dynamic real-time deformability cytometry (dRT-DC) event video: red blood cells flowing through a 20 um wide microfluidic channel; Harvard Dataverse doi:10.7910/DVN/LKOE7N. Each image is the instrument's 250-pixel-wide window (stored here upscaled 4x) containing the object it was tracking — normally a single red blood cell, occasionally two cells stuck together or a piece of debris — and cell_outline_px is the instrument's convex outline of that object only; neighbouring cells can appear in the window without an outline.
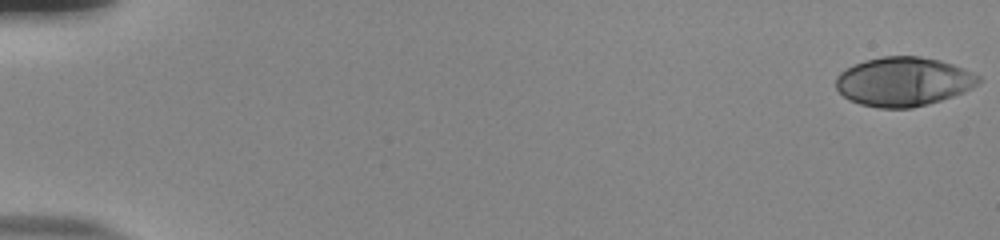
{"species": "human", "species_latin": "Homo sapiens", "temperature_condition": "room temperature", "stored_images_in_passage": 55, "camera_frame_rate_fps": 3000, "um_per_image_px": 0.085, "donor": {"sex": "male"}, "frame": {"image": 1, "passage_image": 1, "time_ms": 0.0, "image_size_px": [1000, 240], "cell_outline_px": [[984, 80], [972, 88], [964, 92], [928, 104], [912, 108], [880, 108], [860, 104], [848, 100], [836, 88], [836, 76], [840, 72], [864, 60], [884, 56], [920, 56], [940, 60], [952, 64], [972, 72], [980, 76]], "centroid_in_image_um": [76.81, 6.94], "position_along_channel_um": 8.2, "area_um2": 40.86}}
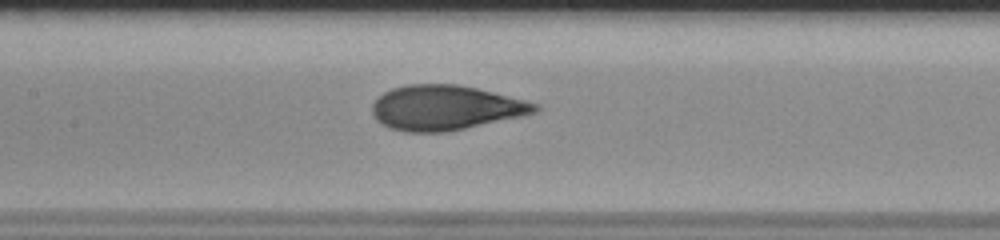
{"frame": {"image": 2, "passage_image": 28, "time_ms": 9.0, "image_size_px": [1000, 240], "cell_outline_px": [[540, 108], [536, 112], [520, 116], [448, 132], [404, 132], [388, 128], [376, 120], [372, 112], [372, 104], [384, 92], [392, 88], [408, 84], [456, 84], [476, 88], [540, 104]], "centroid_in_image_um": [37.83, 9.16], "position_along_channel_um": 169.6, "area_um2": 42.37}}
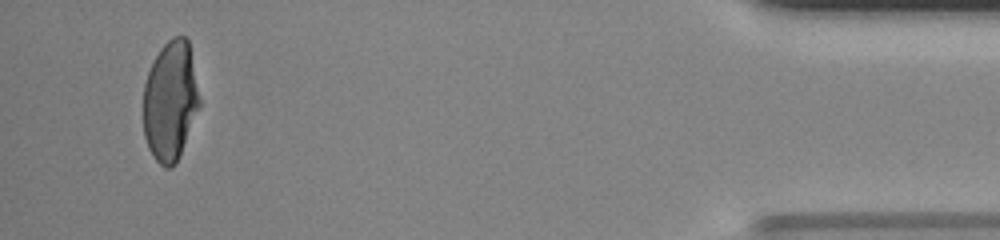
{"frame": {"image": 3, "passage_image": 53, "time_ms": 17.333, "image_size_px": [1000, 240], "cell_outline_px": [[200, 104], [176, 164], [172, 168], [164, 168], [152, 156], [148, 148], [144, 136], [144, 84], [148, 72], [160, 48], [172, 36], [184, 36], [188, 40], [200, 100]], "centroid_in_image_um": [14.46, 8.6], "position_along_channel_um": 420.7, "area_um2": 38.9}, "authors_computed_cell_mechanics": {"area_um2": 41.2692, "velocity_mm_per_s": 3.8023, "shape_relaxation_time_tau1_ms": 5.9152, "shape_relaxation_time_tau2_ms": null, "deformation_change_tau1": 0.2501, "deformation_change_tau2": null}}